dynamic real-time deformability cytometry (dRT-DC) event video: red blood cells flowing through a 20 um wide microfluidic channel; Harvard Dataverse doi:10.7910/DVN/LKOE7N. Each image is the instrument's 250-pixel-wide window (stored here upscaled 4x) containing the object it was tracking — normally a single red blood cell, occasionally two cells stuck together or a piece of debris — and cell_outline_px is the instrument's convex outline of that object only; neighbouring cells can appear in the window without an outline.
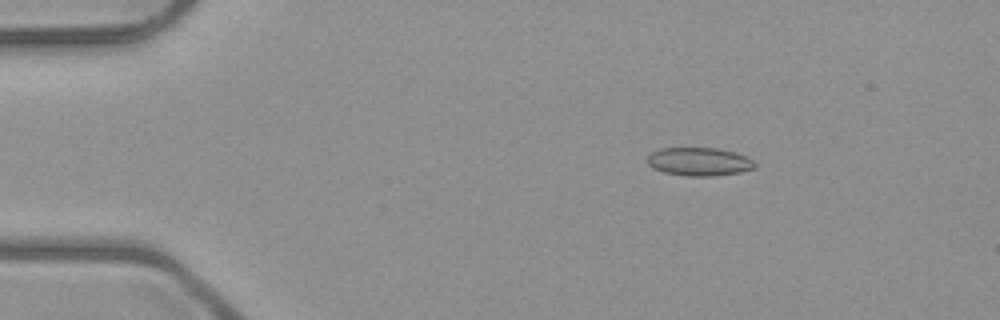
{"species": "common noctule bat (a hibernating species)", "species_latin": "Nyctalus noctula", "temperature_condition": "room temperature", "stored_images_in_passage": 4, "camera_frame_rate_fps": 3000, "um_per_image_px": 0.085, "animal": {"sex": "male", "body_mass_g": 23.1, "forearm_length_mm": 52.7}, "frame": {"image": 1, "passage_image": 2, "time_ms": 2.0, "image_size_px": [1000, 320], "cell_outline_px": [[756, 168], [740, 172], [716, 176], [684, 176], [664, 172], [652, 168], [648, 164], [648, 156], [652, 152], [660, 148], [716, 148], [736, 152], [748, 156], [756, 164]], "centroid_in_image_um": [59.46, 13.74], "position_along_channel_um": 25.5, "area_um2": 17.92}}